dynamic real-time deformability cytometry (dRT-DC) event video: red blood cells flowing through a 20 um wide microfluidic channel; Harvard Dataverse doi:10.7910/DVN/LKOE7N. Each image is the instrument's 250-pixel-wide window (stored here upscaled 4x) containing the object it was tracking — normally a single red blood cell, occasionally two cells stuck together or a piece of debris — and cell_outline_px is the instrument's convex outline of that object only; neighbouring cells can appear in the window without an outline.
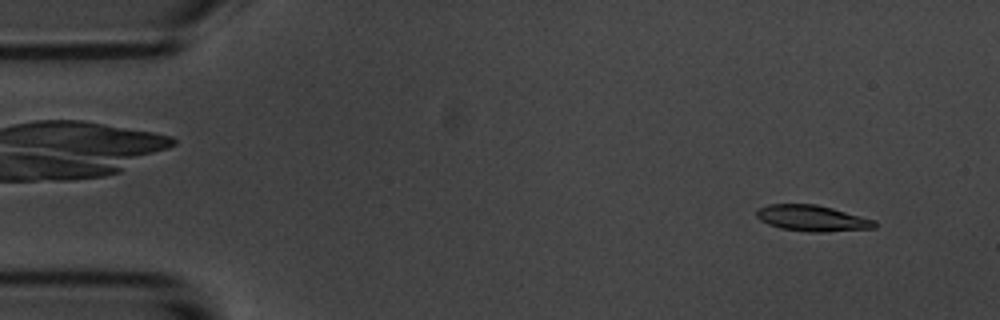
{"species": "common noctule bat (a hibernating species)", "species_latin": "Nyctalus noctula", "temperature_condition": "room temperature", "stored_images_in_passage": 52, "camera_frame_rate_fps": 3000, "um_per_image_px": 0.085, "animal": {"sex": "male", "body_mass_g": 20.1, "forearm_length_mm": 53.5}, "frame": {"image": 1, "passage_image": 1, "time_ms": 0.0, "image_size_px": [1000, 320], "cell_outline_px": [[876, 224], [872, 228], [784, 228], [772, 224], [764, 220], [756, 212], [760, 208], [772, 204], [812, 204], [828, 208], [872, 220]], "centroid_in_image_um": [68.94, 18.46], "position_along_channel_um": 16.1, "area_um2": 15.26}}
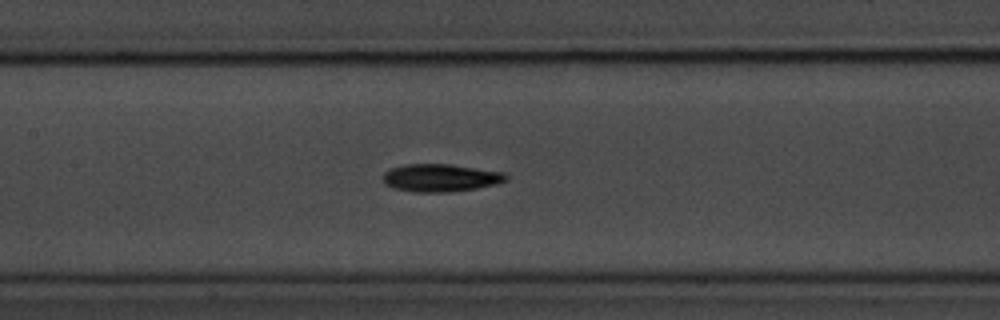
{"frame": {"image": 2, "passage_image": 22, "time_ms": 7.0, "image_size_px": [1000, 320], "cell_outline_px": [[504, 180], [472, 188], [400, 188], [388, 184], [384, 180], [384, 176], [388, 172], [396, 168], [412, 164], [440, 164], [496, 172], [504, 176]], "centroid_in_image_um": [37.39, 15.04], "position_along_channel_um": 170.0, "area_um2": 16.47}}
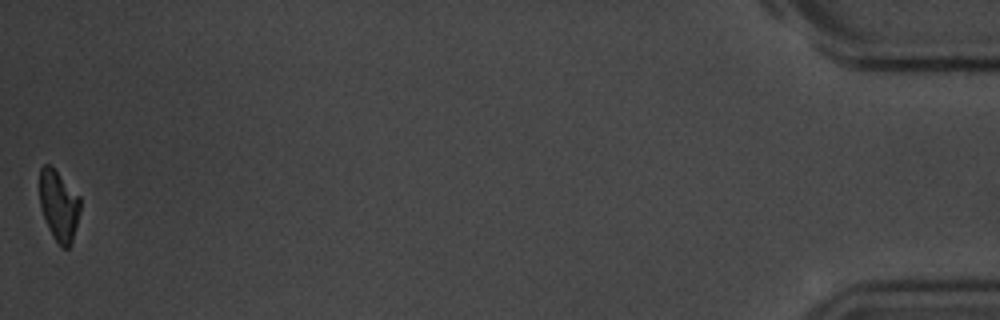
{"frame": {"image": 3, "passage_image": 52, "time_ms": 17.0, "image_size_px": [1000, 320], "cell_outline_px": [[80, 208], [72, 240], [68, 248], [64, 248], [56, 240], [44, 216], [40, 204], [40, 168], [44, 164], [48, 164], [80, 196]], "centroid_in_image_um": [5.0, 17.44], "position_along_channel_um": 430.2, "area_um2": 15.95}, "authors_computed_cell_mechanics": {"area_um2": 16.473, "velocity_mm_per_s": 3.582, "shape_relaxation_time_tau1_ms": 2.9831, "shape_relaxation_time_tau2_ms": null, "deformation_change_tau1": 0.1341, "deformation_change_tau2": null}}